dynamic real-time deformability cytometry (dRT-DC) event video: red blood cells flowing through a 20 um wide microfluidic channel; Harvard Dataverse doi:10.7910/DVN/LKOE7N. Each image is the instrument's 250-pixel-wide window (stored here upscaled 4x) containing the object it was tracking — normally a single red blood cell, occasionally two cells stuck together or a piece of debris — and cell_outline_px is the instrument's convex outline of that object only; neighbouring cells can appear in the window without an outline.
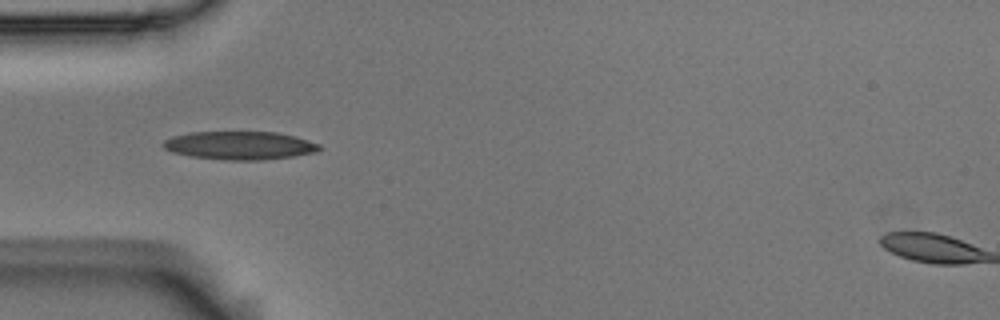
{"species": "Egyptian fruit bat (a non-hibernating species)", "species_latin": "Rousettus aegyptiacus", "temperature_condition": "room temperature", "stored_images_in_passage": 39, "camera_frame_rate_fps": 3000, "um_per_image_px": 0.085, "animal": {"sex": "male"}, "frame": {"image": 1, "passage_image": 1, "time_ms": 0.0, "image_size_px": [1000, 320], "cell_outline_px": [[320, 148], [316, 152], [292, 156], [264, 160], [224, 160], [188, 156], [172, 152], [164, 148], [160, 144], [164, 140], [172, 136], [192, 132], [276, 132], [308, 140], [320, 144]], "centroid_in_image_um": [20.32, 12.37], "position_along_channel_um": 64.7, "area_um2": 25.72}}
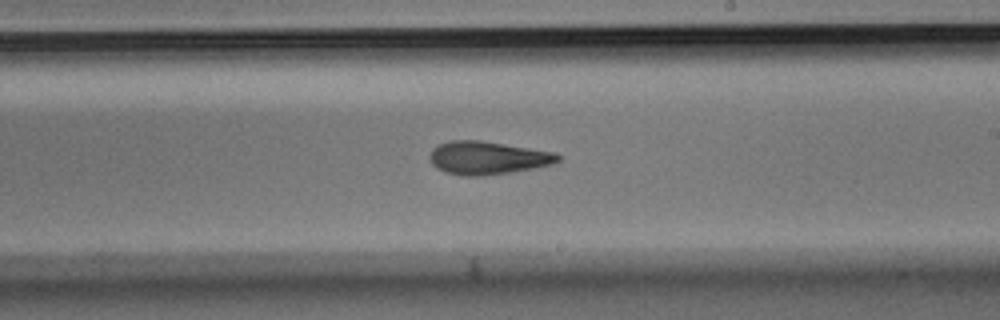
{"frame": {"image": 2, "passage_image": 16, "time_ms": 5.0, "image_size_px": [1000, 320], "cell_outline_px": [[560, 160], [552, 164], [532, 168], [484, 176], [464, 176], [444, 172], [436, 168], [432, 164], [428, 156], [432, 148], [448, 140], [480, 140], [556, 152], [560, 156]], "centroid_in_image_um": [41.4, 13.41], "position_along_channel_um": 247.6, "area_um2": 24.8}}
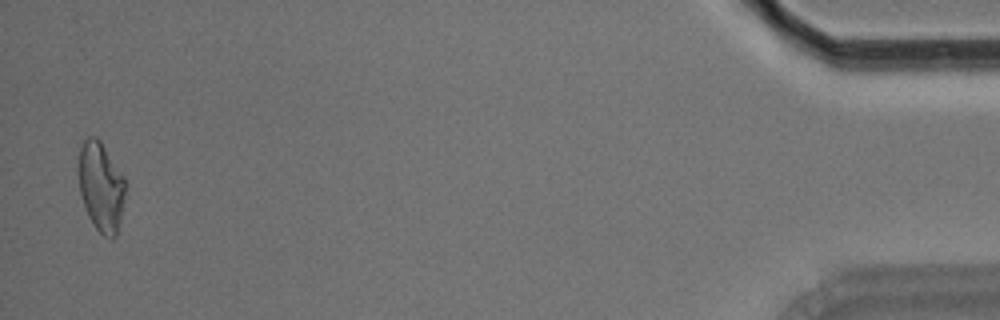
{"frame": {"image": 3, "passage_image": 38, "time_ms": 12.333, "image_size_px": [1000, 320], "cell_outline_px": [[124, 192], [120, 220], [116, 236], [112, 240], [104, 236], [96, 228], [88, 216], [80, 192], [80, 148], [84, 140], [88, 136], [96, 136], [100, 140], [124, 176]], "centroid_in_image_um": [8.59, 15.87], "position_along_channel_um": 426.6, "area_um2": 23.81}, "authors_computed_cell_mechanics": {"area_um2": 24.4494, "velocity_mm_per_s": 3.6548, "shape_relaxation_time_tau1_ms": 6.2851, "shape_relaxation_time_tau2_ms": 5.4986, "deformation_change_tau1": 0.1801, "deformation_change_tau2": 0.1439}}